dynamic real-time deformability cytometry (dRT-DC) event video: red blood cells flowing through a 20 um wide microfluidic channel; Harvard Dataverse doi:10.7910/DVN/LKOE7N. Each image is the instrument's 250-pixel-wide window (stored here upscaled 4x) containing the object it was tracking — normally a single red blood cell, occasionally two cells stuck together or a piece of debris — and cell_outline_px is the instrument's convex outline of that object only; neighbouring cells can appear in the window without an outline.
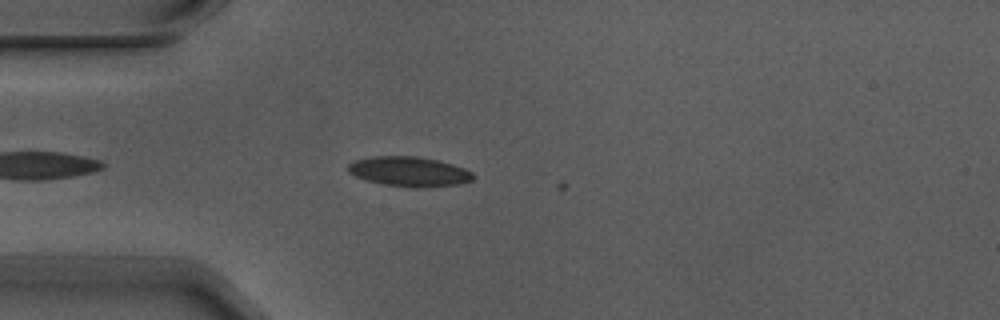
{"species": "Egyptian fruit bat (a non-hibernating species)", "species_latin": "Rousettus aegyptiacus", "temperature_condition": "warm", "stored_images_in_passage": 3, "camera_frame_rate_fps": 3000, "um_per_image_px": 0.085, "animal": {"sex": "male"}, "frame": {"image": 1, "passage_image": 2, "time_ms": 0.333, "image_size_px": [1000, 320], "cell_outline_px": [[476, 176], [472, 180], [460, 184], [424, 188], [416, 188], [380, 184], [356, 176], [348, 172], [348, 164], [356, 160], [376, 156], [416, 156], [436, 160], [452, 164], [464, 168], [472, 172]], "centroid_in_image_um": [34.81, 14.6], "position_along_channel_um": 50.2, "area_um2": 21.73}}